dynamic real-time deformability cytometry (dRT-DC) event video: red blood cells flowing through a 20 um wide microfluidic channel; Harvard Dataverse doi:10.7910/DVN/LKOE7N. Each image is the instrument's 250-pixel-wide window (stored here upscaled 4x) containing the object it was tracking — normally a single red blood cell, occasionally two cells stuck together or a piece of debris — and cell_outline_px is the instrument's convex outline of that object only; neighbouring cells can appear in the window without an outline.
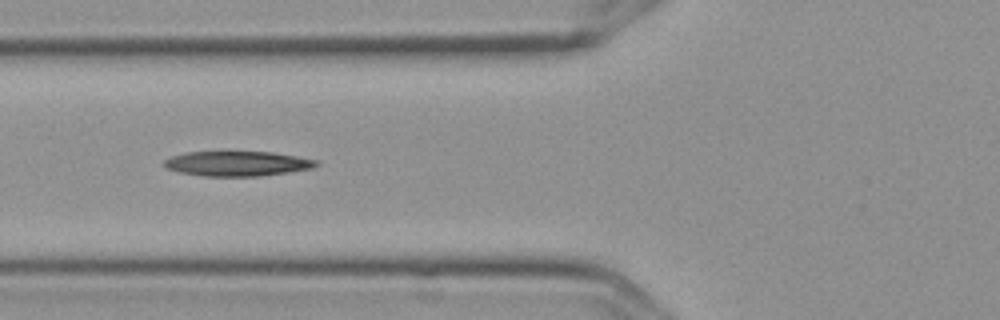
{"species": "Egyptian fruit bat (a non-hibernating species)", "species_latin": "Rousettus aegyptiacus", "temperature_condition": "cold", "stored_images_in_passage": 10, "camera_frame_rate_fps": 3000, "um_per_image_px": 0.085, "frame": {"image": 1, "passage_image": 7, "time_ms": 2.0, "image_size_px": [1000, 320], "cell_outline_px": [[320, 164], [312, 168], [288, 172], [260, 176], [204, 176], [180, 172], [168, 168], [164, 164], [164, 160], [172, 156], [188, 152], [272, 152], [320, 160]], "centroid_in_image_um": [20.23, 13.9], "position_along_channel_um": 105.6, "area_um2": 21.91}}
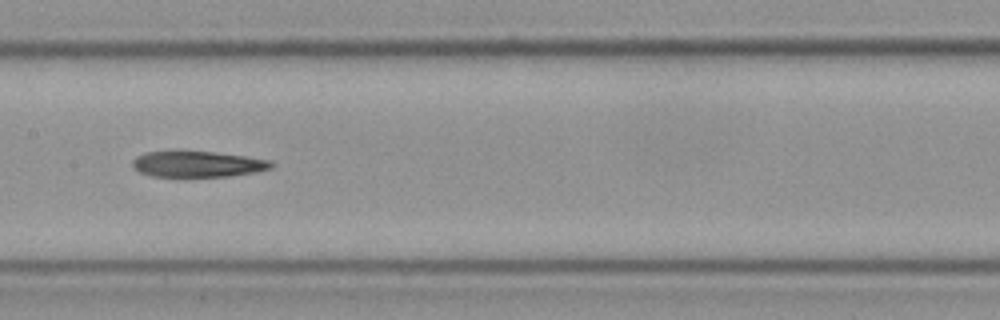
{"frame": {"image": 2, "passage_image": 9, "time_ms": 2.667, "image_size_px": [1000, 320], "cell_outline_px": [[276, 164], [272, 168], [256, 172], [232, 176], [152, 176], [140, 172], [132, 168], [132, 160], [136, 156], [148, 152], [216, 152], [272, 160]], "centroid_in_image_um": [16.85, 13.96], "position_along_channel_um": 190.6, "area_um2": 20.87}}
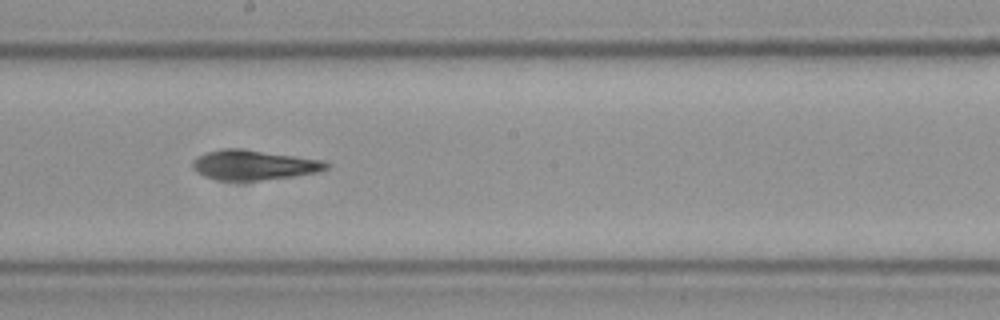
{"frame": {"image": 3, "passage_image": 10, "time_ms": 3.0, "image_size_px": [1000, 320], "cell_outline_px": [[332, 164], [328, 168], [320, 172], [292, 176], [260, 180], [220, 180], [204, 176], [196, 172], [192, 168], [192, 160], [196, 156], [204, 152], [224, 148], [240, 148], [324, 160]], "centroid_in_image_um": [21.56, 14.01], "position_along_channel_um": 226.6, "area_um2": 23.47}}